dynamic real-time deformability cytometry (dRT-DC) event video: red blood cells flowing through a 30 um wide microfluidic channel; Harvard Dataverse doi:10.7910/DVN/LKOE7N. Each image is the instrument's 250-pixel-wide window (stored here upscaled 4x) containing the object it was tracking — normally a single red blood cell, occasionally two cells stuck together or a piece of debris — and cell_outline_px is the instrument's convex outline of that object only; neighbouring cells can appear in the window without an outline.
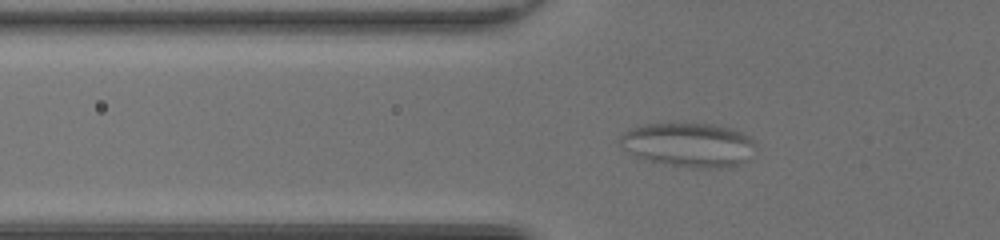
{"species": "common noctule bat (a hibernating species)", "species_latin": "Nyctalus noctula", "temperature_condition": "room temperature", "stored_images_in_passage": 50, "camera_frame_rate_fps": 3000, "um_per_image_px": 0.085, "animal": {"sex": "female", "body_mass_g": 20.0, "forearm_length_mm": 54.0}, "frame": {"image": 1, "passage_image": 16, "time_ms": 5.0, "image_size_px": [1000, 240], "cell_outline_px": [[756, 156], [736, 164], [720, 168], [692, 168], [664, 164], [648, 160], [636, 156], [628, 152], [616, 140], [624, 132], [636, 124], [684, 120], [716, 124], [732, 128], [744, 132], [756, 144]], "centroid_in_image_um": [58.53, 12.25], "position_along_channel_um": 67.3, "area_um2": 36.59}}
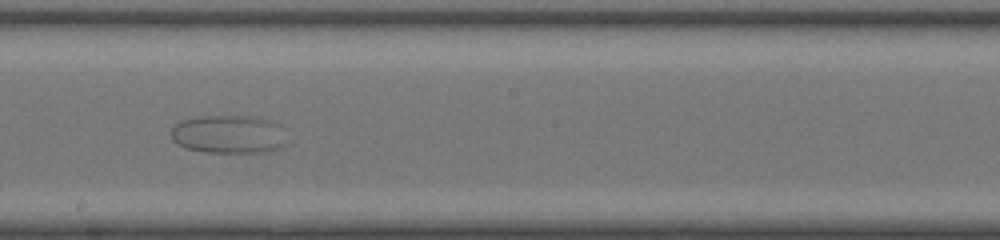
{"frame": {"image": 2, "passage_image": 29, "time_ms": 9.333, "image_size_px": [1000, 240], "cell_outline_px": [[292, 144], [280, 148], [260, 152], [208, 152], [184, 148], [176, 144], [172, 140], [172, 128], [180, 120], [196, 116], [252, 116], [268, 120], [280, 124]], "centroid_in_image_um": [19.5, 11.41], "position_along_channel_um": 228.7, "area_um2": 26.41}}
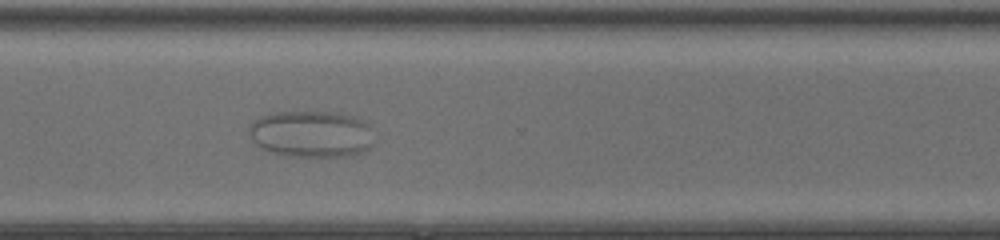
{"frame": {"image": 3, "passage_image": 38, "time_ms": 12.333, "image_size_px": [1000, 240], "cell_outline_px": [[376, 132], [372, 144], [368, 148], [360, 152], [344, 156], [288, 156], [268, 152], [256, 144], [252, 140], [248, 132], [248, 124], [252, 120], [260, 116], [276, 112], [336, 112], [352, 116], [364, 120]], "centroid_in_image_um": [26.45, 11.38], "position_along_channel_um": 344.1, "area_um2": 34.51}}